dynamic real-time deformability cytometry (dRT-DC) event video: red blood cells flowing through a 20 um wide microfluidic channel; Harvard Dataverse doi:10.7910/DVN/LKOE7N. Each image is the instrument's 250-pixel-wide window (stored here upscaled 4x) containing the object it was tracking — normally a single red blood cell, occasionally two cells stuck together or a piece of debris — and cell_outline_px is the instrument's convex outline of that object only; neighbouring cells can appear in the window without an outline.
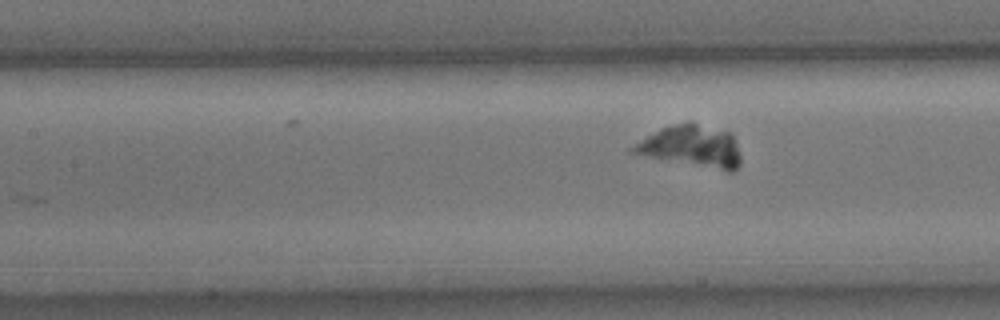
{"species": "common noctule bat (a hibernating species)", "species_latin": "Nyctalus noctula", "temperature_condition": "cold", "stored_images_in_passage": 8, "camera_frame_rate_fps": 3000, "um_per_image_px": 0.085, "animal": {"sex": "male", "body_mass_g": 15.6}, "frame": {"image": 1, "passage_image": 8, "time_ms": 2.333, "image_size_px": [1000, 320], "cell_outline_px": [[740, 164], [732, 172], [728, 172], [628, 152], [628, 148], [660, 128], [676, 124], [696, 124], [728, 132], [732, 136], [736, 144], [740, 156]], "centroid_in_image_um": [58.77, 12.47], "position_along_channel_um": 148.6, "area_um2": 25.49}}